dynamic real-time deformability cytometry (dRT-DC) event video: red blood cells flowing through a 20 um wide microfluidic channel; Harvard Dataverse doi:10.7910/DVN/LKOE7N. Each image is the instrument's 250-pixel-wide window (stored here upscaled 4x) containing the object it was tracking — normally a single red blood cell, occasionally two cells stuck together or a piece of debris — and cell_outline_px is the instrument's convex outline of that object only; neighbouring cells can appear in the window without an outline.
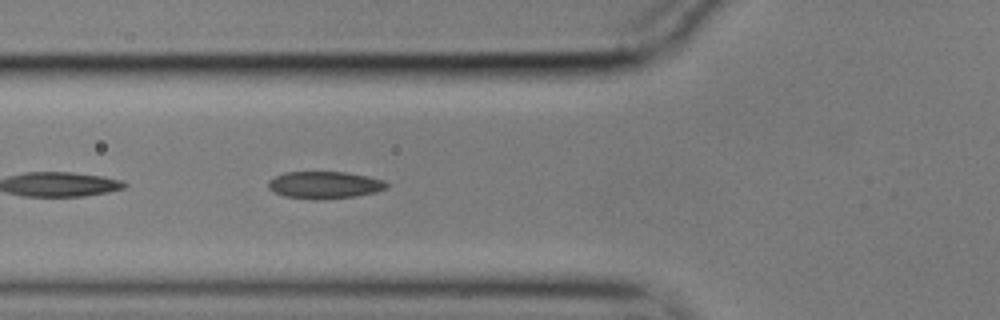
{"species": "common noctule bat (a hibernating species)", "species_latin": "Nyctalus noctula", "temperature_condition": "cold", "stored_images_in_passage": 26, "camera_frame_rate_fps": 3000, "um_per_image_px": 0.085, "animal": {"sex": "male", "body_mass_g": 17.9}, "frame": {"image": 1, "passage_image": 5, "time_ms": 1.333, "image_size_px": [1000, 320], "cell_outline_px": [[388, 184], [384, 188], [376, 192], [356, 196], [284, 196], [268, 188], [268, 180], [284, 172], [344, 172], [368, 176], [384, 180]], "centroid_in_image_um": [27.6, 15.66], "position_along_channel_um": 98.2, "area_um2": 17.63}}
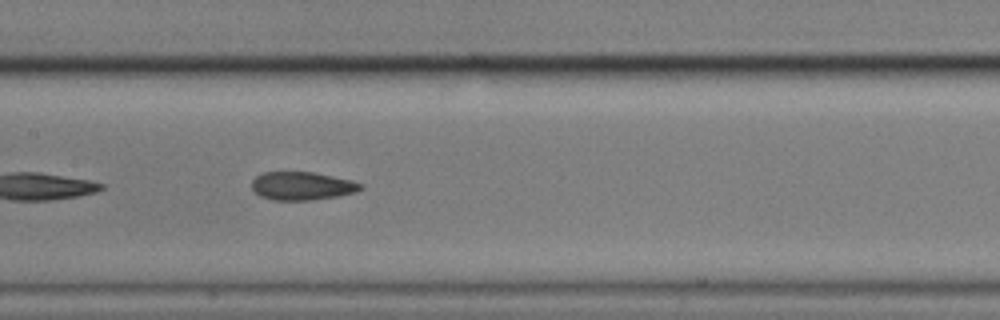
{"frame": {"image": 2, "passage_image": 12, "time_ms": 3.667, "image_size_px": [1000, 320], "cell_outline_px": [[364, 188], [356, 192], [340, 196], [312, 200], [272, 200], [260, 196], [252, 188], [252, 180], [256, 176], [264, 172], [312, 172], [352, 180], [364, 184]], "centroid_in_image_um": [25.71, 15.81], "position_along_channel_um": 181.7, "area_um2": 18.03}}
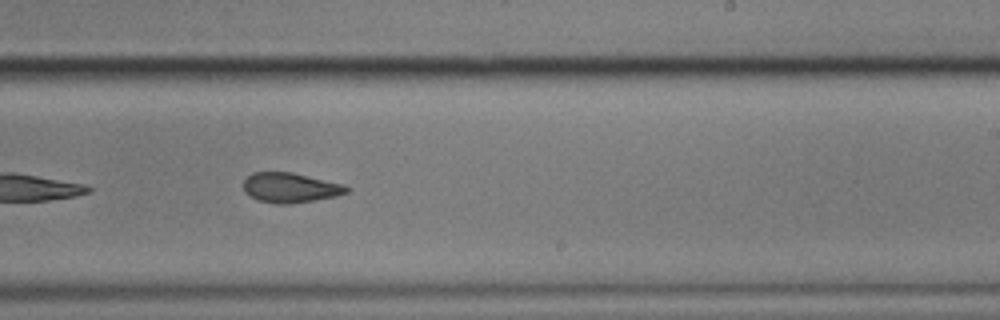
{"frame": {"image": 3, "passage_image": 19, "time_ms": 6.0, "image_size_px": [1000, 320], "cell_outline_px": [[352, 188], [348, 192], [336, 196], [288, 204], [276, 204], [256, 200], [244, 192], [244, 180], [252, 172], [292, 172], [344, 184]], "centroid_in_image_um": [24.67, 15.95], "position_along_channel_um": 264.3, "area_um2": 18.03}}